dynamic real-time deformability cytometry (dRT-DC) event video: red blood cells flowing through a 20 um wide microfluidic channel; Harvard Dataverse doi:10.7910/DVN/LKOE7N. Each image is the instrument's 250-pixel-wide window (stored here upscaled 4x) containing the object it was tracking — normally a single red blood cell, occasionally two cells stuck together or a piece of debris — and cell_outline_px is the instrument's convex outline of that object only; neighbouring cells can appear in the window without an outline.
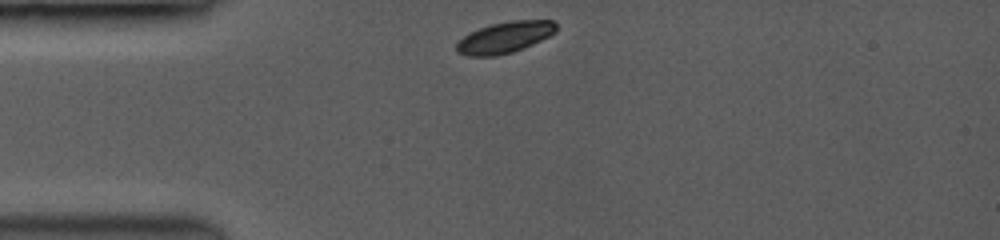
{"species": "common noctule bat (a hibernating species)", "species_latin": "Nyctalus noctula", "temperature_condition": "room temperature", "stored_images_in_passage": 40, "camera_frame_rate_fps": 3500, "um_per_image_px": 0.085, "animal": {"sex": "female", "body_mass_g": 19.0, "forearm_length_mm": 53.3}, "frame": {"image": 1, "passage_image": 1, "time_ms": 0.0, "image_size_px": [1000, 240], "cell_outline_px": [[556, 32], [540, 40], [512, 52], [496, 56], [468, 56], [456, 52], [456, 44], [468, 32], [492, 24], [512, 20], [552, 20], [556, 24]], "centroid_in_image_um": [42.87, 3.17], "position_along_channel_um": 42.1, "area_um2": 17.98}}
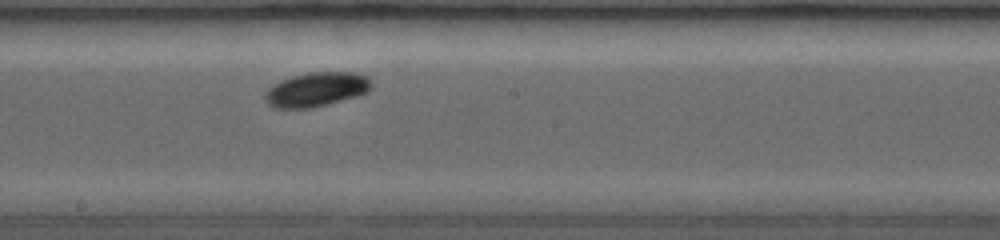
{"frame": {"image": 2, "passage_image": 18, "time_ms": 5.143, "image_size_px": [1000, 240], "cell_outline_px": [[372, 88], [364, 92], [352, 96], [324, 104], [304, 108], [280, 108], [268, 104], [268, 92], [280, 80], [292, 76], [308, 72], [352, 72], [368, 76], [372, 80]], "centroid_in_image_um": [26.95, 7.56], "position_along_channel_um": 221.2, "area_um2": 20.35}}
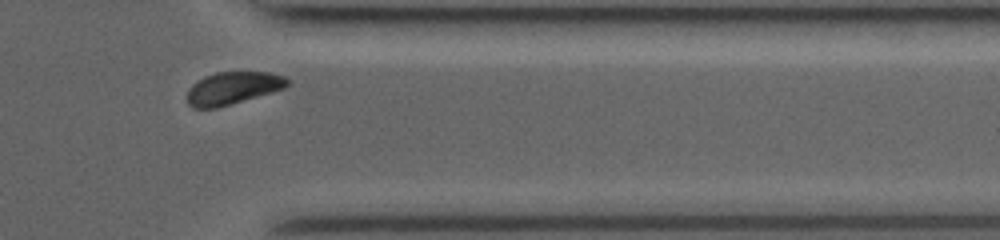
{"frame": {"image": 3, "passage_image": 35, "time_ms": 9.429, "image_size_px": [1000, 240], "cell_outline_px": [[288, 84], [284, 88], [272, 92], [216, 108], [192, 108], [188, 104], [188, 88], [192, 84], [204, 76], [216, 72], [268, 72], [284, 76], [288, 80]], "centroid_in_image_um": [19.76, 7.48], "position_along_channel_um": 391.6, "area_um2": 18.84}, "authors_computed_cell_mechanics": {"area_um2": 19.8543, "velocity_mm_per_s": 3.9596, "shape_relaxation_time_tau1_ms": 1.3647, "shape_relaxation_time_tau2_ms": null, "deformation_change_tau1": 0.0901, "deformation_change_tau2": null}}